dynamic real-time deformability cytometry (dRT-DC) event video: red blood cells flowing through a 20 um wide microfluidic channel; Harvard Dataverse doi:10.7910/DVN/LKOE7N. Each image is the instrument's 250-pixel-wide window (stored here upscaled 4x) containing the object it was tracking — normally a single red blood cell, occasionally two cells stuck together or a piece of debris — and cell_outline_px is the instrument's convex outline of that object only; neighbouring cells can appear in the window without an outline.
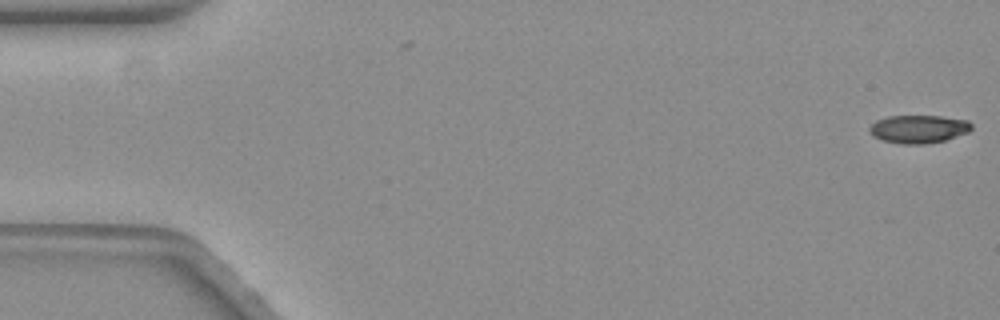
{"species": "common noctule bat (a hibernating species)", "species_latin": "Nyctalus noctula", "temperature_condition": "warm", "stored_images_in_passage": 58, "camera_frame_rate_fps": 3000, "um_per_image_px": 0.085, "animal": {"sex": "female", "body_mass_g": 19.3, "forearm_length_mm": 54.1}, "frame": {"image": 1, "passage_image": 1, "time_ms": 0.0, "image_size_px": [1000, 320], "cell_outline_px": [[972, 128], [968, 132], [944, 140], [920, 144], [904, 144], [884, 140], [872, 136], [868, 128], [876, 120], [888, 116], [940, 116], [968, 120], [972, 124]], "centroid_in_image_um": [78.07, 10.95], "position_along_channel_um": 6.9, "area_um2": 16.53}}
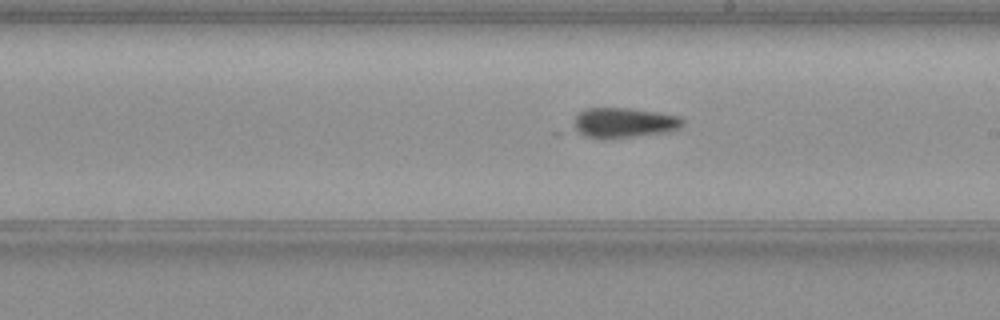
{"frame": {"image": 2, "passage_image": 33, "time_ms": 10.667, "image_size_px": [1000, 320], "cell_outline_px": [[684, 124], [680, 128], [664, 132], [608, 140], [600, 140], [584, 136], [576, 132], [576, 116], [584, 108], [628, 108], [656, 112], [680, 116], [684, 120]], "centroid_in_image_um": [53.02, 10.45], "position_along_channel_um": 236.0, "area_um2": 19.25}}
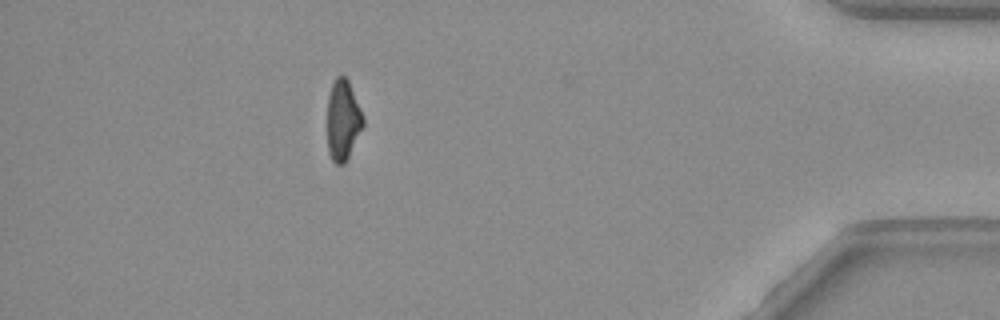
{"frame": {"image": 3, "passage_image": 52, "time_ms": 17.0, "image_size_px": [1000, 320], "cell_outline_px": [[364, 124], [344, 164], [336, 164], [332, 160], [328, 152], [328, 96], [332, 84], [336, 76], [340, 72], [348, 80], [364, 116]], "centroid_in_image_um": [29.15, 10.17], "position_along_channel_um": 406.1, "area_um2": 16.7}, "authors_computed_cell_mechanics": {"area_um2": 18.0914, "velocity_mm_per_s": 3.5311, "shape_relaxation_time_tau1_ms": null, "shape_relaxation_time_tau2_ms": 8.4681, "deformation_change_tau1": null, "deformation_change_tau2": 0.1919}}